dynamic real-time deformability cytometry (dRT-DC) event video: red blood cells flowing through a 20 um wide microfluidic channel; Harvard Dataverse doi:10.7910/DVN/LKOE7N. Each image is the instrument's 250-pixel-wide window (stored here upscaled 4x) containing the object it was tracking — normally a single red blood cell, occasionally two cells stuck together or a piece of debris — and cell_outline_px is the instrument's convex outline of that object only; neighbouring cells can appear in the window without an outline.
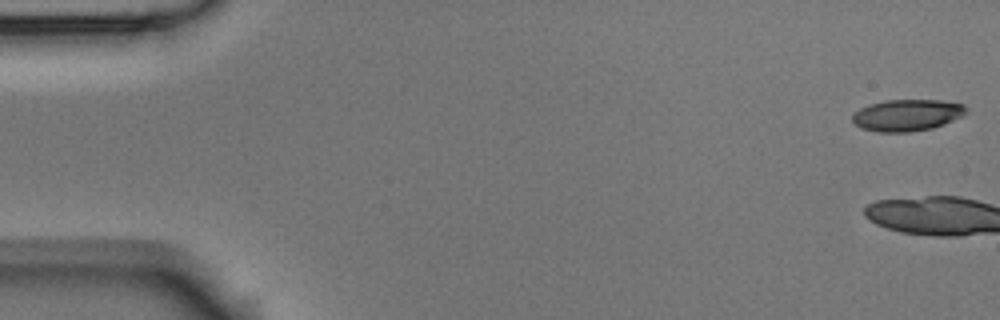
{"species": "Egyptian fruit bat (a non-hibernating species)", "species_latin": "Rousettus aegyptiacus", "temperature_condition": "room temperature", "stored_images_in_passage": 5, "camera_frame_rate_fps": 3000, "um_per_image_px": 0.085, "animal": {"sex": "male"}, "frame": {"image": 1, "passage_image": 1, "time_ms": 0.0, "image_size_px": [1000, 320], "cell_outline_px": [[968, 112], [944, 124], [932, 128], [908, 132], [876, 132], [860, 128], [852, 120], [852, 116], [860, 108], [868, 104], [884, 100], [940, 100], [964, 104], [968, 108]], "centroid_in_image_um": [77.09, 9.78], "position_along_channel_um": 7.9, "area_um2": 21.04}}